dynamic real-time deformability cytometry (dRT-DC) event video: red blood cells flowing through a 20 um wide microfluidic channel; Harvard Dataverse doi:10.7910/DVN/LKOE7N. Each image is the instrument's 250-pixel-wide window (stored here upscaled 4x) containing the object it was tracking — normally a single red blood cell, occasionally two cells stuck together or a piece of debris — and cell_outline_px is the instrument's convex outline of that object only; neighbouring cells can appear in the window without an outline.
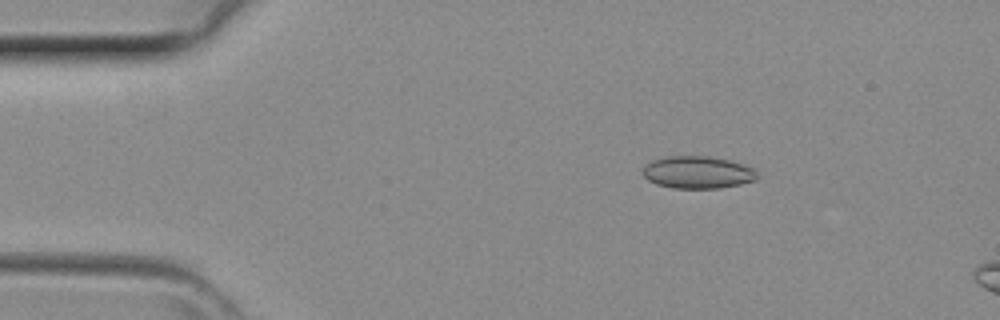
{"species": "common noctule bat (a hibernating species)", "species_latin": "Nyctalus noctula", "temperature_condition": "room temperature", "stored_images_in_passage": 6, "camera_frame_rate_fps": 3000, "um_per_image_px": 0.085, "animal": {"sex": "female", "body_mass_g": 29.2, "forearm_length_mm": 56.3}, "frame": {"image": 1, "passage_image": 2, "time_ms": 0.333, "image_size_px": [1000, 320], "cell_outline_px": [[760, 176], [756, 180], [740, 184], [720, 188], [672, 188], [656, 184], [648, 180], [640, 172], [644, 164], [652, 160], [668, 156], [708, 156], [728, 160], [752, 168]], "centroid_in_image_um": [59.25, 14.65], "position_along_channel_um": 25.7, "area_um2": 21.68}}